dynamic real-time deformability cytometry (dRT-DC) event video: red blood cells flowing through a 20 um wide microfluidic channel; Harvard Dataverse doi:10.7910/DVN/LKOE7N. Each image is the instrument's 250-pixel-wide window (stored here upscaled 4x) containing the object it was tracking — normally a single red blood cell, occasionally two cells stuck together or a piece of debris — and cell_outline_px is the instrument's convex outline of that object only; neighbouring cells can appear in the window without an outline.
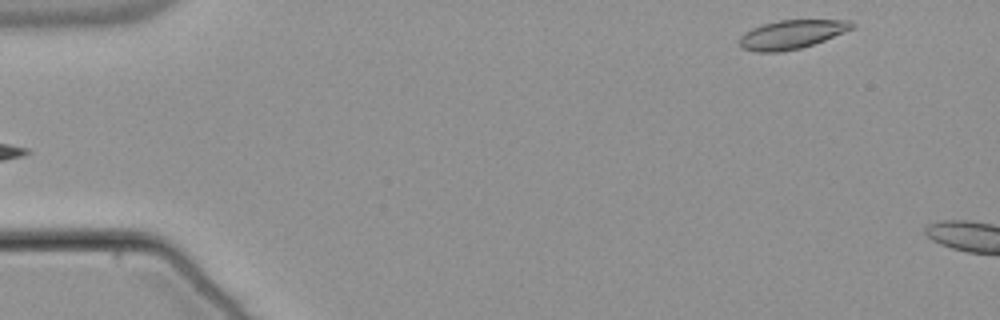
{"species": "common noctule bat (a hibernating species)", "species_latin": "Nyctalus noctula", "temperature_condition": "warm", "stored_images_in_passage": 10, "camera_frame_rate_fps": 3000, "um_per_image_px": 0.085, "animal": {"sex": "male", "body_mass_g": 21.5, "forearm_length_mm": 52.0}, "frame": {"image": 1, "passage_image": 1, "time_ms": 0.0, "image_size_px": [1000, 320], "cell_outline_px": [[856, 24], [852, 28], [844, 32], [824, 40], [800, 48], [780, 52], [756, 52], [740, 48], [740, 36], [744, 32], [752, 28], [764, 24], [780, 20], [852, 20]], "centroid_in_image_um": [67.27, 2.93], "position_along_channel_um": 17.7, "area_um2": 18.79}}